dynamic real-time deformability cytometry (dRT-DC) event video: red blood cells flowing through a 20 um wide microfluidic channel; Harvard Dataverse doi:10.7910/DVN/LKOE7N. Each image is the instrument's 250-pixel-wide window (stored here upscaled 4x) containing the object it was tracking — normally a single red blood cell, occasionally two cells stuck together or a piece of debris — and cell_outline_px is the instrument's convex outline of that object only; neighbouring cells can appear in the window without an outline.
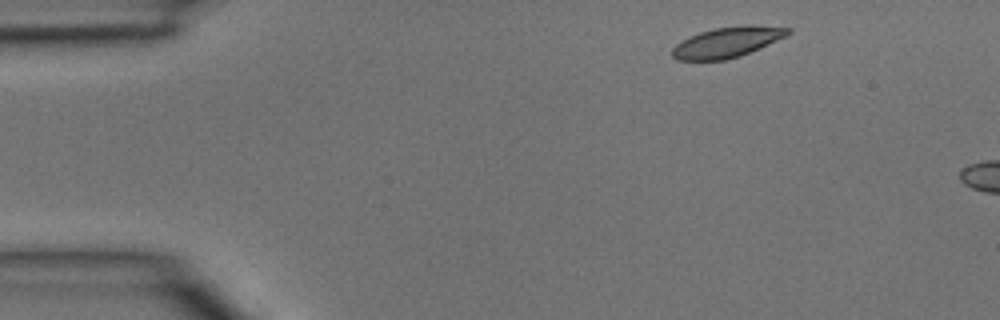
{"species": "common noctule bat (a hibernating species)", "species_latin": "Nyctalus noctula", "temperature_condition": "room temperature", "stored_images_in_passage": 2, "camera_frame_rate_fps": 3000, "um_per_image_px": 0.085, "animal": {"sex": "male", "body_mass_g": 15.6}, "frame": {"image": 1, "passage_image": 1, "time_ms": 0.0, "image_size_px": [1000, 320], "cell_outline_px": [[792, 32], [760, 48], [740, 56], [724, 60], [676, 60], [672, 56], [672, 48], [676, 44], [700, 32], [716, 28], [744, 24], [748, 24], [792, 28]], "centroid_in_image_um": [61.83, 3.58], "position_along_channel_um": 23.2, "area_um2": 20.35}}